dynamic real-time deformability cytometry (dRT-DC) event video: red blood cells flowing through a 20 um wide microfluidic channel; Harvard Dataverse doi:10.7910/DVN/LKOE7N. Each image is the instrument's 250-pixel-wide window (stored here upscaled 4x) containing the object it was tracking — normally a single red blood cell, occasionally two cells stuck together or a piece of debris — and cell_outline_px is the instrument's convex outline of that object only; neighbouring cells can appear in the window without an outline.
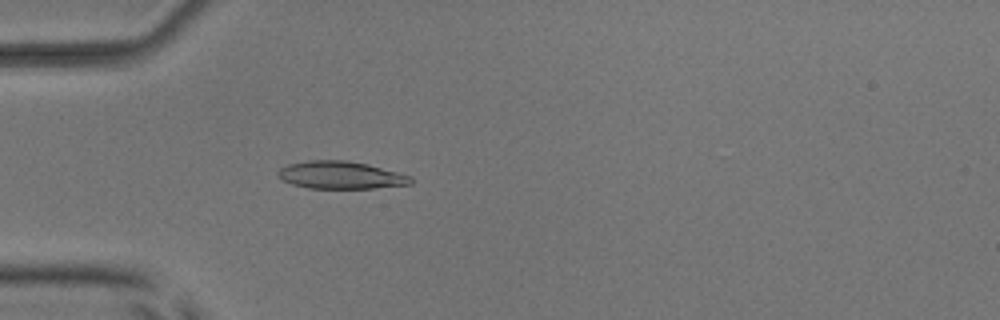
{"species": "common noctule bat (a hibernating species)", "species_latin": "Nyctalus noctula", "temperature_condition": "room temperature", "stored_images_in_passage": 35, "camera_frame_rate_fps": 3000, "um_per_image_px": 0.085, "animal": {"sex": "male", "body_mass_g": 17.9, "forearm_length_mm": 54.2}, "frame": {"image": 1, "passage_image": 7, "time_ms": 2.0, "image_size_px": [1000, 320], "cell_outline_px": [[412, 184], [372, 188], [308, 188], [292, 184], [284, 180], [276, 172], [280, 168], [288, 164], [308, 160], [344, 160], [368, 164], [412, 176]], "centroid_in_image_um": [28.97, 14.88], "position_along_channel_um": 56.0, "area_um2": 21.21}}
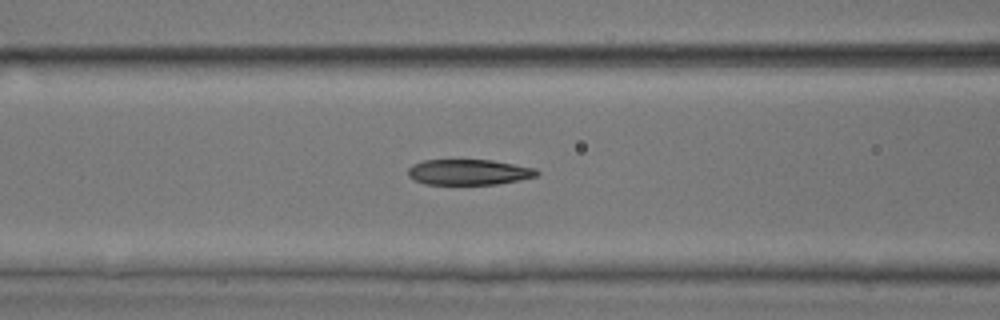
{"frame": {"image": 2, "passage_image": 13, "time_ms": 4.0, "image_size_px": [1000, 320], "cell_outline_px": [[540, 172], [536, 176], [520, 180], [496, 184], [424, 184], [408, 176], [408, 168], [412, 164], [424, 160], [492, 160], [536, 168]], "centroid_in_image_um": [39.85, 14.62], "position_along_channel_um": 126.7, "area_um2": 19.19}}
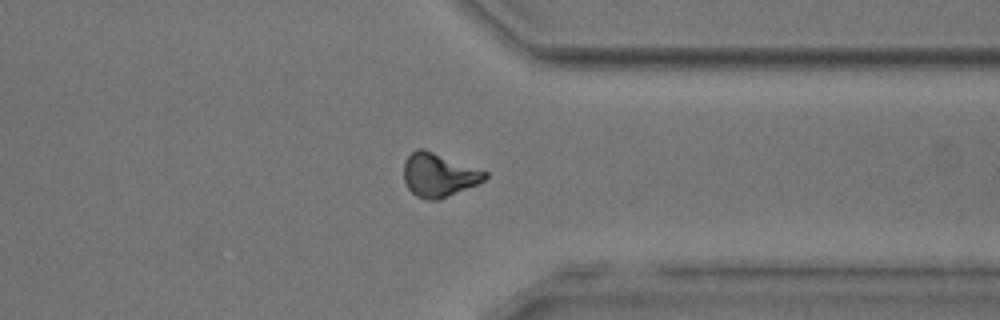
{"frame": {"image": 3, "passage_image": 32, "time_ms": 10.333, "image_size_px": [1000, 320], "cell_outline_px": [[488, 176], [484, 180], [476, 184], [436, 200], [428, 200], [416, 196], [408, 188], [404, 180], [404, 160], [416, 148], [424, 148], [488, 172]], "centroid_in_image_um": [37.26, 14.85], "position_along_channel_um": 374.1, "area_um2": 20.4}, "authors_computed_cell_mechanics": {"area_um2": 20.3456, "velocity_mm_per_s": 3.9396, "shape_relaxation_time_tau1_ms": 5.1879, "shape_relaxation_time_tau2_ms": 2.943, "deformation_change_tau1": 0.1484, "deformation_change_tau2": 0.0963}}